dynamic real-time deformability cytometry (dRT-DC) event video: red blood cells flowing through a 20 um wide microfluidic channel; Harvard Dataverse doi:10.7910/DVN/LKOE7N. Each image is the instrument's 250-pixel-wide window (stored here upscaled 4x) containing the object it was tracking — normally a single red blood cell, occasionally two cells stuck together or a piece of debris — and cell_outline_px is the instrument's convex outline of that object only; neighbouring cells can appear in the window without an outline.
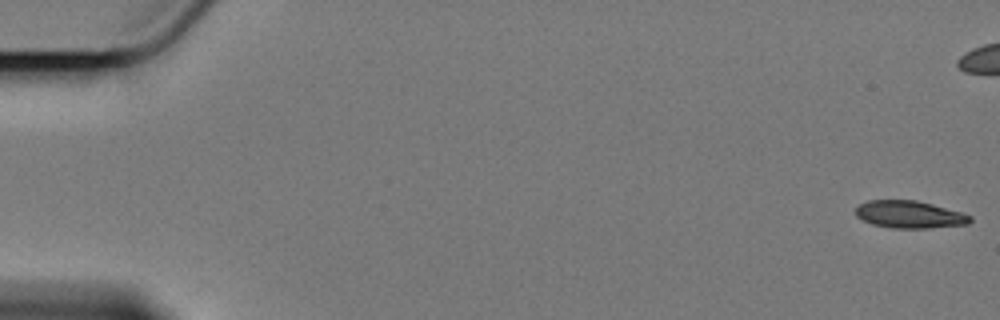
{"species": "Egyptian fruit bat (a non-hibernating species)", "species_latin": "Rousettus aegyptiacus", "temperature_condition": "cold", "stored_images_in_passage": 60, "camera_frame_rate_fps": 3000, "um_per_image_px": 0.085, "animal": {"sex": "female"}, "frame": {"image": 1, "passage_image": 1, "time_ms": 0.0, "image_size_px": [1000, 320], "cell_outline_px": [[972, 220], [968, 224], [928, 228], [892, 228], [872, 224], [856, 216], [856, 208], [860, 204], [868, 200], [916, 200], [932, 204], [960, 212], [972, 216]], "centroid_in_image_um": [77.31, 18.23], "position_along_channel_um": 7.7, "area_um2": 18.15}}
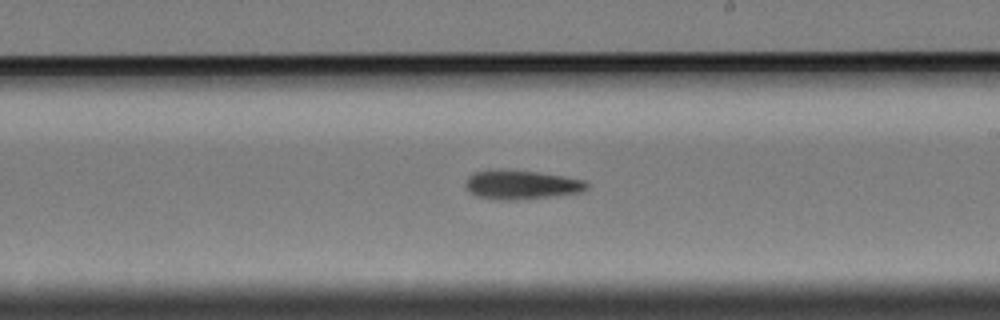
{"frame": {"image": 2, "passage_image": 35, "time_ms": 11.333, "image_size_px": [1000, 320], "cell_outline_px": [[588, 188], [584, 192], [556, 196], [508, 200], [476, 196], [464, 184], [468, 176], [476, 172], [500, 168], [536, 172], [564, 176], [584, 180], [588, 184]], "centroid_in_image_um": [44.36, 15.69], "position_along_channel_um": 244.6, "area_um2": 20.52}}
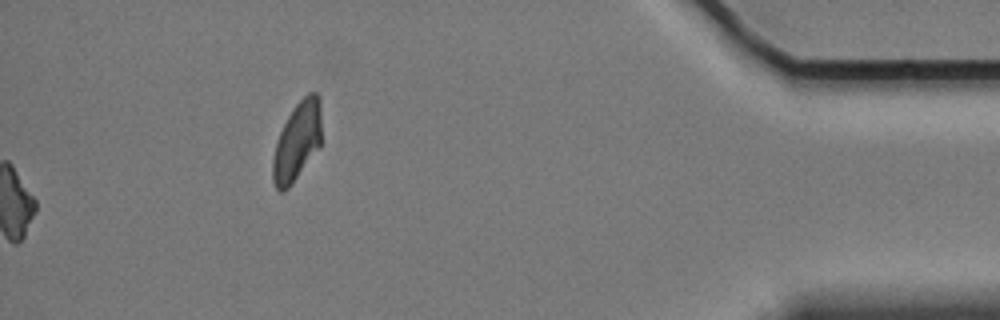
{"frame": {"image": 3, "passage_image": 60, "time_ms": 19.667, "image_size_px": [1000, 320], "cell_outline_px": [[320, 144], [288, 188], [284, 192], [280, 192], [276, 188], [272, 180], [272, 160], [276, 144], [280, 132], [288, 116], [296, 104], [308, 92], [316, 92], [320, 96]], "centroid_in_image_um": [25.23, 12.0], "position_along_channel_um": 410.0, "area_um2": 21.79}, "authors_computed_cell_mechanics": {"area_um2": 19.4786, "velocity_mm_per_s": 3.4112, "shape_relaxation_time_tau1_ms": 9.5866, "shape_relaxation_time_tau2_ms": null, "deformation_change_tau1": 0.1522, "deformation_change_tau2": null}}